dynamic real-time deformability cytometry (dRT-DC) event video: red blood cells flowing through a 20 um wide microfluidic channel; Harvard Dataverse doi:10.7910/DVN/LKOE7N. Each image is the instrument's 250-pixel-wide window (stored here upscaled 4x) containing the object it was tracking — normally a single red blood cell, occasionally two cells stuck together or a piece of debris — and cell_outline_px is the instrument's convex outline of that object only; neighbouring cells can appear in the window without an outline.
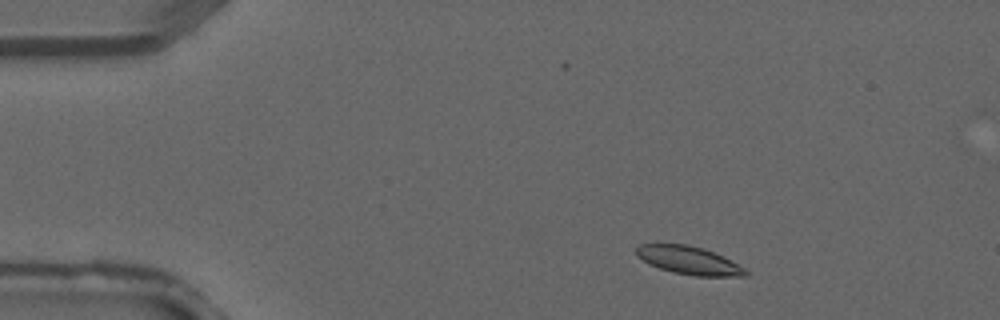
{"species": "common noctule bat (a hibernating species)", "species_latin": "Nyctalus noctula", "temperature_condition": "warm", "stored_images_in_passage": 3, "camera_frame_rate_fps": 3000, "um_per_image_px": 0.085, "animal": {"sex": "male", "forearm_length_mm": 52.5}, "frame": {"image": 1, "passage_image": 1, "time_ms": 0.0, "image_size_px": [1000, 320], "cell_outline_px": [[748, 276], [696, 276], [672, 272], [648, 264], [636, 256], [636, 248], [640, 244], [688, 244], [704, 248], [744, 268], [748, 272]], "centroid_in_image_um": [58.5, 22.13], "position_along_channel_um": 26.5, "area_um2": 17.69}}
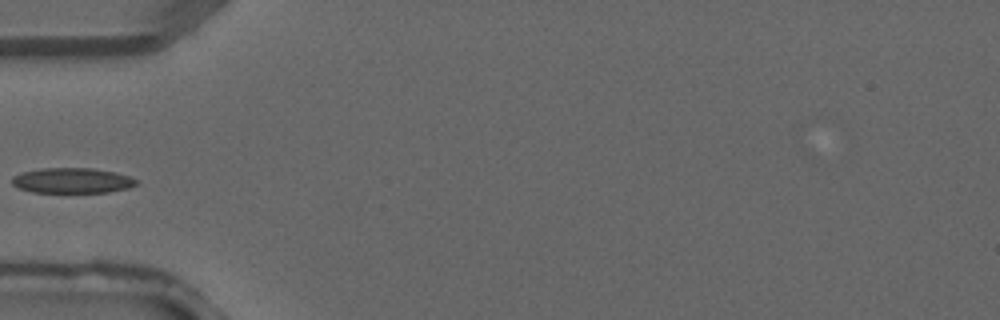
{"frame": {"image": 2, "passage_image": 3, "time_ms": 0.667, "image_size_px": [1000, 320], "cell_outline_px": [[140, 180], [136, 184], [128, 188], [108, 192], [32, 192], [20, 188], [12, 184], [12, 176], [20, 172], [40, 168], [92, 168], [116, 172]], "centroid_in_image_um": [6.13, 15.33], "position_along_channel_um": 78.9, "area_um2": 18.38}}